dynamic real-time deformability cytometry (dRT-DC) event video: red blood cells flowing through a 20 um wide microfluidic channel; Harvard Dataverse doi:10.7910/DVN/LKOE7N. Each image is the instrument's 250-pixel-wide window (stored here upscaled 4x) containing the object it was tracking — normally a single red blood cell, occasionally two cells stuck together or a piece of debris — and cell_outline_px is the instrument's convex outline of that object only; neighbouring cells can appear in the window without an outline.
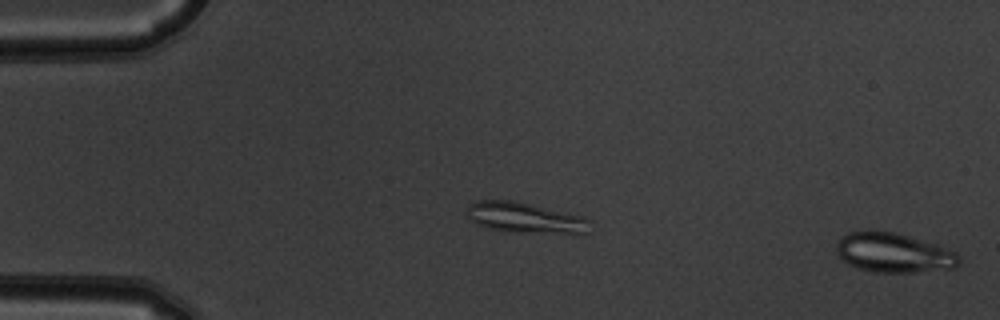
{"species": "common noctule bat (a hibernating species)", "species_latin": "Nyctalus noctula", "temperature_condition": "warm", "stored_images_in_passage": 52, "camera_frame_rate_fps": 3000, "um_per_image_px": 0.085, "animal": {"sex": "male", "body_mass_g": 19.5, "forearm_length_mm": 54.6}, "frame": {"image": 1, "passage_image": 1, "time_ms": 0.0, "image_size_px": [1000, 320], "cell_outline_px": [[960, 264], [956, 268], [912, 272], [876, 272], [860, 268], [848, 264], [836, 252], [836, 244], [848, 232], [868, 228], [872, 228], [892, 232], [908, 236], [936, 244], [956, 252], [960, 256]], "centroid_in_image_um": [75.96, 21.46], "position_along_channel_um": 9.0, "area_um2": 28.44}}
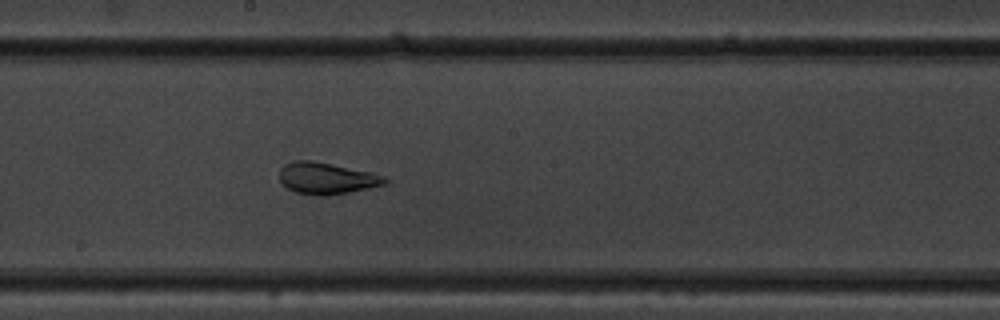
{"frame": {"image": 2, "passage_image": 29, "time_ms": 9.333, "image_size_px": [1000, 320], "cell_outline_px": [[388, 180], [384, 184], [348, 192], [328, 196], [320, 196], [296, 192], [288, 188], [280, 180], [280, 168], [284, 164], [292, 160], [312, 160], [372, 172], [384, 176]], "centroid_in_image_um": [27.73, 15.14], "position_along_channel_um": 220.5, "area_um2": 19.31}}
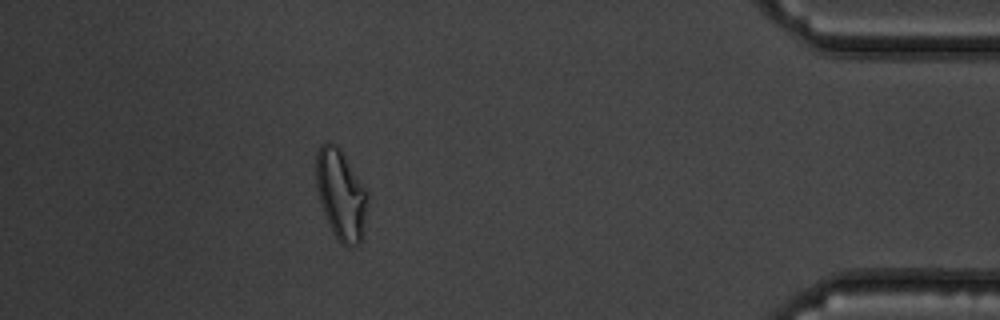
{"frame": {"image": 3, "passage_image": 47, "time_ms": 15.333, "image_size_px": [1000, 320], "cell_outline_px": [[368, 200], [364, 236], [360, 244], [356, 248], [340, 244], [328, 224], [316, 188], [316, 152], [320, 144], [328, 140], [336, 144], [340, 148], [368, 192]], "centroid_in_image_um": [29.0, 16.56], "position_along_channel_um": 406.2, "area_um2": 27.63}, "authors_computed_cell_mechanics": {"area_um2": 25.8077, "velocity_mm_per_s": 3.8514, "shape_relaxation_time_tau1_ms": null, "shape_relaxation_time_tau2_ms": 1.241, "deformation_change_tau1": null, "deformation_change_tau2": 0.0707}}